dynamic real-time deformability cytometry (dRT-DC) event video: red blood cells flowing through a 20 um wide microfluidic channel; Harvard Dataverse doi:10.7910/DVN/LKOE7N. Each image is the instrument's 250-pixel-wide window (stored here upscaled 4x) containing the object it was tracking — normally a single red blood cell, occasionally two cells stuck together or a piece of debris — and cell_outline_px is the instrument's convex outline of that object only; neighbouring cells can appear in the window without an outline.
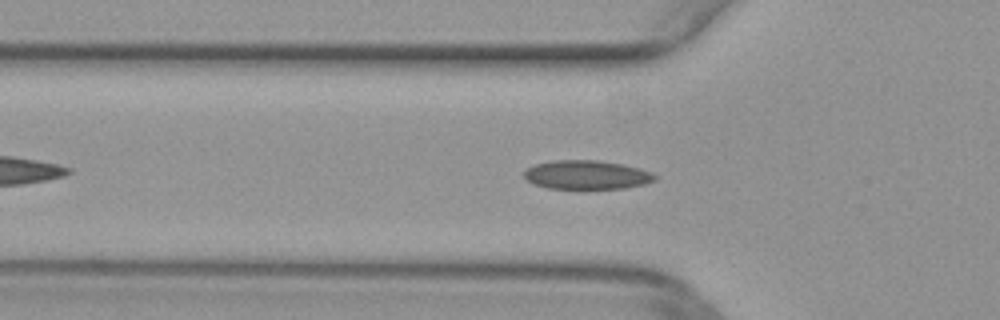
{"species": "common noctule bat (a hibernating species)", "species_latin": "Nyctalus noctula", "temperature_condition": "warm", "stored_images_in_passage": 41, "camera_frame_rate_fps": 3000, "um_per_image_px": 0.085, "animal": {"sex": "female", "body_mass_g": 29.2, "forearm_length_mm": 56.3}, "frame": {"image": 1, "passage_image": 9, "time_ms": 2.667, "image_size_px": [1000, 320], "cell_outline_px": [[656, 180], [644, 184], [624, 188], [548, 188], [532, 184], [524, 176], [524, 172], [528, 168], [536, 164], [552, 160], [596, 160], [620, 164], [652, 172], [656, 176]], "centroid_in_image_um": [49.85, 14.86], "position_along_channel_um": 76.0, "area_um2": 21.73}}
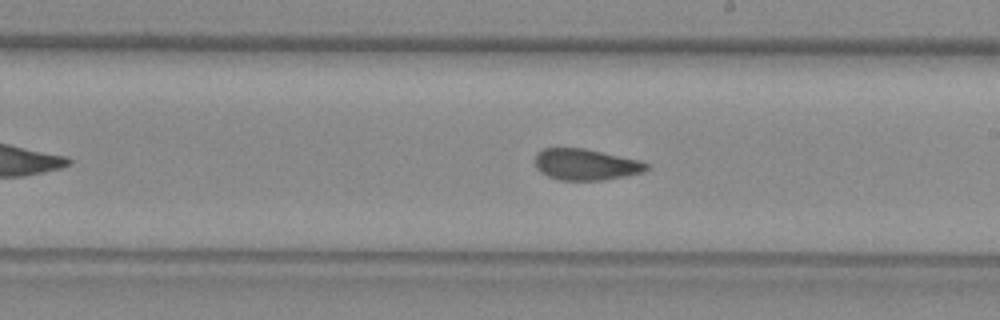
{"frame": {"image": 2, "passage_image": 21, "time_ms": 6.667, "image_size_px": [1000, 320], "cell_outline_px": [[652, 168], [644, 172], [604, 180], [560, 180], [548, 176], [540, 172], [536, 168], [536, 152], [544, 148], [584, 148], [640, 160], [648, 164]], "centroid_in_image_um": [49.81, 13.98], "position_along_channel_um": 239.2, "area_um2": 20.4}}
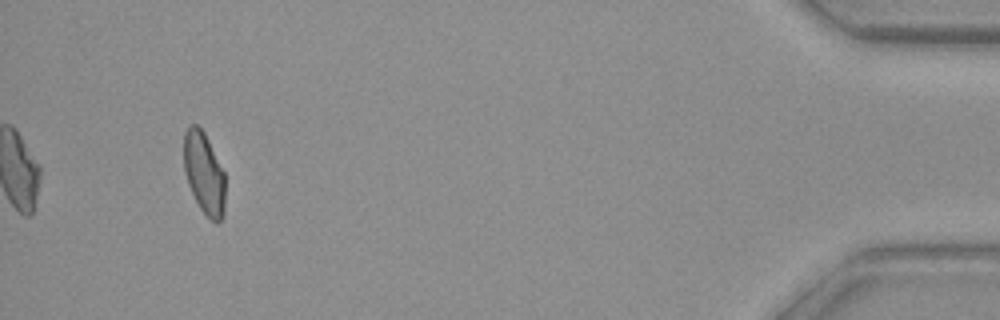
{"frame": {"image": 3, "passage_image": 40, "time_ms": 13.0, "image_size_px": [1000, 320], "cell_outline_px": [[224, 216], [216, 224], [200, 208], [188, 184], [184, 172], [184, 132], [188, 124], [196, 124], [204, 132], [224, 172]], "centroid_in_image_um": [17.33, 14.7], "position_along_channel_um": 417.9, "area_um2": 19.59}}